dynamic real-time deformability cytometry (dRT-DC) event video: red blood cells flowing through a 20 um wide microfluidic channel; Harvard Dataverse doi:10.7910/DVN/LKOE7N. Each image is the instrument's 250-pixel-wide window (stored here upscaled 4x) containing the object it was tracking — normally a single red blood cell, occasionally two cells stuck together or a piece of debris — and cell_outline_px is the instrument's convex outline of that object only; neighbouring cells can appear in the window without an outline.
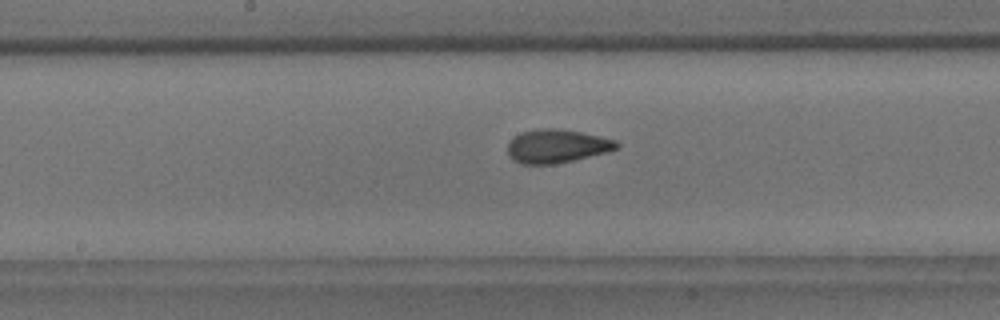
{"species": "common noctule bat (a hibernating species)", "species_latin": "Nyctalus noctula", "temperature_condition": "room temperature", "stored_images_in_passage": 34, "camera_frame_rate_fps": 3000, "um_per_image_px": 0.085, "animal": {"sex": "male", "body_mass_g": 18.8}, "frame": {"image": 1, "passage_image": 15, "time_ms": 4.667, "image_size_px": [1000, 320], "cell_outline_px": [[620, 148], [608, 152], [572, 160], [552, 164], [520, 164], [512, 160], [508, 156], [508, 144], [520, 132], [540, 128], [552, 128], [580, 132], [616, 140], [620, 144]], "centroid_in_image_um": [47.33, 12.43], "position_along_channel_um": 200.9, "area_um2": 21.21}}
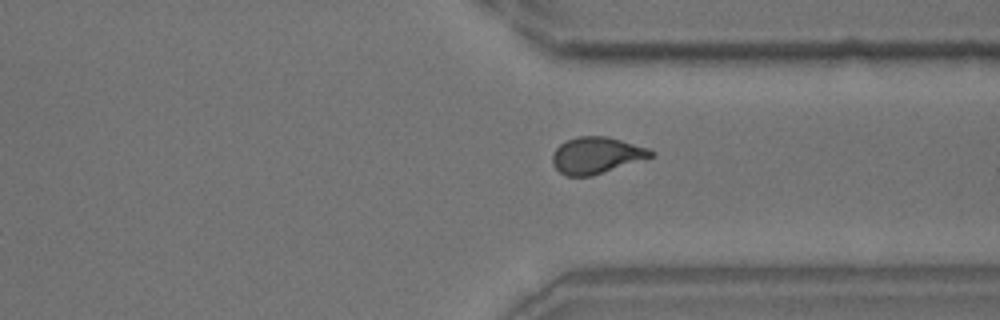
{"frame": {"image": 2, "passage_image": 28, "time_ms": 9.0, "image_size_px": [1000, 320], "cell_outline_px": [[656, 152], [652, 156], [592, 176], [568, 176], [560, 172], [552, 164], [552, 156], [556, 148], [560, 144], [576, 136], [608, 136], [648, 148]], "centroid_in_image_um": [50.67, 13.19], "position_along_channel_um": 360.7, "area_um2": 20.75}}
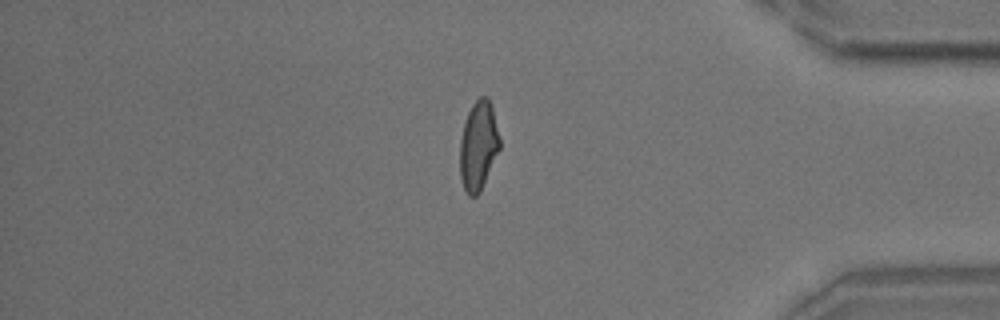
{"frame": {"image": 3, "passage_image": 33, "time_ms": 10.667, "image_size_px": [1000, 320], "cell_outline_px": [[500, 148], [480, 192], [476, 196], [468, 196], [464, 188], [460, 176], [460, 140], [464, 124], [468, 112], [472, 104], [480, 96], [488, 96], [492, 104], [500, 140]], "centroid_in_image_um": [40.66, 12.36], "position_along_channel_um": 394.5, "area_um2": 20.69}}